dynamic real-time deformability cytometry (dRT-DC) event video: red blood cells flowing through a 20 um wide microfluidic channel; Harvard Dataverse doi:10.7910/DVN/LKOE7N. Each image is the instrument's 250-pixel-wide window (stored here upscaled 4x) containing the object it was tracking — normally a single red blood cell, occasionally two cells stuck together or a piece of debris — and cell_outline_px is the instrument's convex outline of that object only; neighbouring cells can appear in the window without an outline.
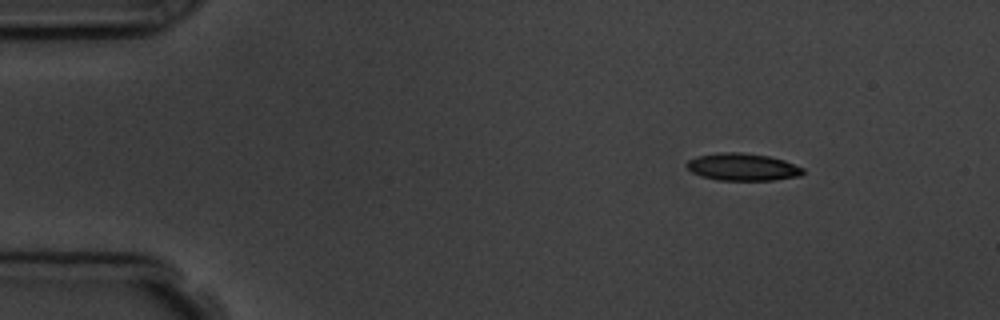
{"species": "common noctule bat (a hibernating species)", "species_latin": "Nyctalus noctula", "temperature_condition": "room temperature", "stored_images_in_passage": 5, "camera_frame_rate_fps": 3000, "um_per_image_px": 0.085, "animal": {"sex": "male", "body_mass_g": 19.5, "forearm_length_mm": 54.6}, "frame": {"image": 1, "passage_image": 1, "time_ms": 0.0, "image_size_px": [1000, 320], "cell_outline_px": [[804, 172], [800, 176], [772, 180], [716, 180], [700, 176], [692, 172], [684, 164], [688, 160], [696, 156], [720, 152], [740, 152], [768, 156], [784, 160], [804, 168]], "centroid_in_image_um": [63.09, 14.19], "position_along_channel_um": 21.9, "area_um2": 18.61}}
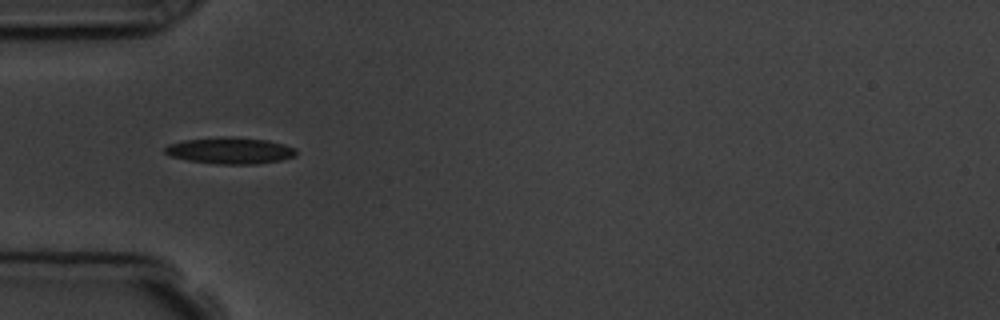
{"frame": {"image": 2, "passage_image": 3, "time_ms": 3.333, "image_size_px": [1000, 320], "cell_outline_px": [[296, 156], [280, 160], [256, 164], [220, 164], [188, 160], [172, 156], [164, 152], [164, 148], [168, 144], [184, 140], [220, 136], [232, 136], [268, 140], [284, 144], [296, 148]], "centroid_in_image_um": [19.58, 12.78], "position_along_channel_um": 65.4, "area_um2": 20.35}}